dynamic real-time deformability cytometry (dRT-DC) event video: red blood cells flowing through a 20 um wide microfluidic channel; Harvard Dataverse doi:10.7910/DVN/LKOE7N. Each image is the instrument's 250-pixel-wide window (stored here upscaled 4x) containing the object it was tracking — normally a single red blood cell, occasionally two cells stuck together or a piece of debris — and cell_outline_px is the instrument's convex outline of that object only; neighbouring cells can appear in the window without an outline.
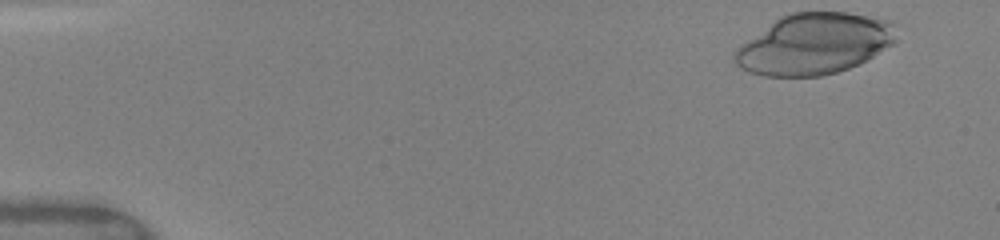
{"species": "human", "species_latin": "Homo sapiens", "temperature_condition": "warm", "stored_images_in_passage": 15, "camera_frame_rate_fps": 3000, "um_per_image_px": 0.085, "donor": {"sex": "female"}, "frame": {"image": 1, "passage_image": 1, "time_ms": 0.0, "image_size_px": [1000, 240], "cell_outline_px": [[896, 44], [848, 68], [836, 72], [820, 76], [764, 76], [748, 72], [740, 68], [736, 64], [732, 56], [732, 52], [740, 44], [780, 16], [792, 12], [848, 12], [888, 20], [892, 24], [896, 40]], "centroid_in_image_um": [69.16, 3.73], "position_along_channel_um": 15.8, "area_um2": 57.34}}